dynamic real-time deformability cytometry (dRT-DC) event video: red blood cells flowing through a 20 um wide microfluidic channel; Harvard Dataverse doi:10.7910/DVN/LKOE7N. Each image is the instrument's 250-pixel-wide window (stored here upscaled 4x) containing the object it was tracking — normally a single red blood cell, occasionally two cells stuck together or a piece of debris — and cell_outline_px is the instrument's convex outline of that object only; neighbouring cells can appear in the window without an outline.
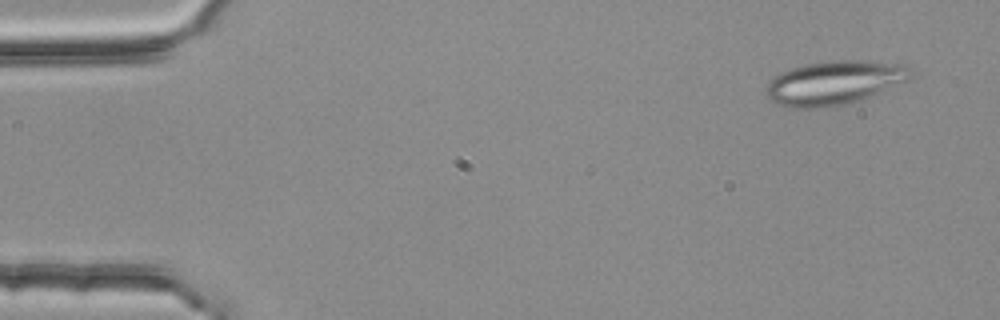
{"species": "common noctule bat (a hibernating species)", "species_latin": "Nyctalus noctula", "temperature_condition": "room temperature", "stored_images_in_passage": 3, "camera_frame_rate_fps": 3000, "um_per_image_px": 0.085, "animal": {"sex": "female", "body_mass_g": 25.1}, "frame": {"image": 1, "passage_image": 1, "time_ms": 0.0, "image_size_px": [1000, 320], "cell_outline_px": [[912, 68], [908, 80], [872, 96], [824, 108], [788, 108], [776, 104], [768, 100], [764, 92], [764, 88], [780, 72], [804, 64], [828, 60], [860, 60], [904, 64]], "centroid_in_image_um": [70.87, 7.03], "position_along_channel_um": 14.1, "area_um2": 37.17}}